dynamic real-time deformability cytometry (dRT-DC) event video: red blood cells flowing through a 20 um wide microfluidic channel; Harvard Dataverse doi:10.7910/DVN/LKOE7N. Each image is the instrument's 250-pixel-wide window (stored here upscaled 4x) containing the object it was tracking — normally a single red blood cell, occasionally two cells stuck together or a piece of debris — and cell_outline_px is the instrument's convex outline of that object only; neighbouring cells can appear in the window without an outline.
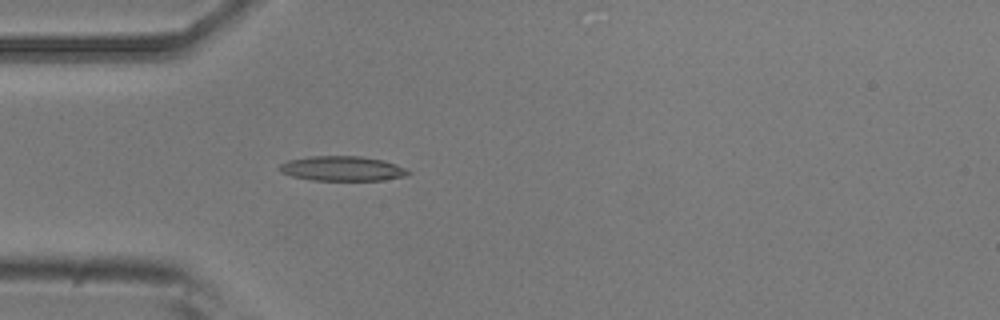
{"species": "common noctule bat (a hibernating species)", "species_latin": "Nyctalus noctula", "temperature_condition": "room temperature", "stored_images_in_passage": 1, "camera_frame_rate_fps": 3000, "um_per_image_px": 0.085, "animal": {"sex": "male", "body_mass_g": 20.5, "forearm_length_mm": 52.5}, "frame": {"image": 1, "passage_image": 1, "time_ms": 0.0, "image_size_px": [1000, 320], "cell_outline_px": [[412, 172], [408, 176], [384, 180], [312, 180], [292, 176], [280, 172], [276, 168], [280, 164], [288, 160], [312, 156], [360, 156], [384, 160], [408, 168]], "centroid_in_image_um": [29.13, 14.33], "position_along_channel_um": 55.9, "area_um2": 18.84}}